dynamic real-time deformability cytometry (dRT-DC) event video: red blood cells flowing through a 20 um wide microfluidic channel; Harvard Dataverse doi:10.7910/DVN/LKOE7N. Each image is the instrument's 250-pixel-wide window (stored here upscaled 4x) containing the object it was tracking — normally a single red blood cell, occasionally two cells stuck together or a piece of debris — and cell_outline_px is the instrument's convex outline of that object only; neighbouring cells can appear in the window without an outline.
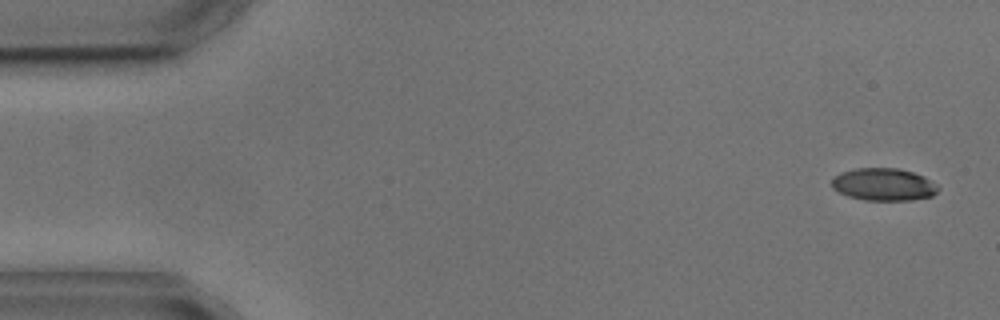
{"species": "common noctule bat (a hibernating species)", "species_latin": "Nyctalus noctula", "temperature_condition": "cold", "stored_images_in_passage": 2, "camera_frame_rate_fps": 3000, "um_per_image_px": 0.085, "animal": {"sex": "male", "body_mass_g": 17.9, "forearm_length_mm": 54.2}, "frame": {"image": 1, "passage_image": 2, "time_ms": 1.333, "image_size_px": [1000, 320], "cell_outline_px": [[940, 188], [932, 196], [908, 200], [864, 200], [848, 196], [832, 188], [832, 180], [840, 172], [856, 168], [900, 168], [924, 176], [936, 184]], "centroid_in_image_um": [75.11, 15.67], "position_along_channel_um": 9.9, "area_um2": 20.06}}